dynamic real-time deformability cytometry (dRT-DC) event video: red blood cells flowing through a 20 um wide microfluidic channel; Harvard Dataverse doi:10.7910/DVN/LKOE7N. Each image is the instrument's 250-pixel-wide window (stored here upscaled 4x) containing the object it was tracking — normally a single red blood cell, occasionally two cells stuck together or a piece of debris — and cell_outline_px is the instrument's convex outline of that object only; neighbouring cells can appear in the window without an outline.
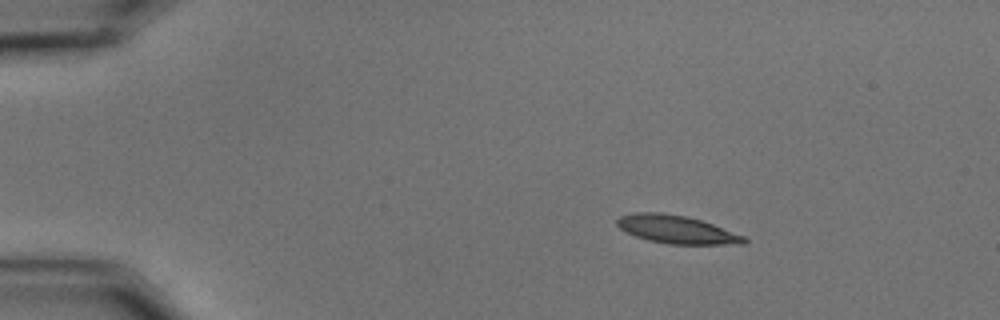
{"species": "common noctule bat (a hibernating species)", "species_latin": "Nyctalus noctula", "temperature_condition": "cold", "stored_images_in_passage": 58, "camera_frame_rate_fps": 3000, "um_per_image_px": 0.085, "animal": {"sex": "male", "body_mass_g": 15.6}, "frame": {"image": 1, "passage_image": 9, "time_ms": 2.667, "image_size_px": [1000, 320], "cell_outline_px": [[748, 240], [744, 244], [668, 244], [648, 240], [636, 236], [620, 228], [616, 224], [616, 220], [620, 216], [636, 212], [660, 212], [684, 216], [700, 220], [712, 224], [744, 236]], "centroid_in_image_um": [57.5, 19.5], "position_along_channel_um": 27.5, "area_um2": 20.52}}
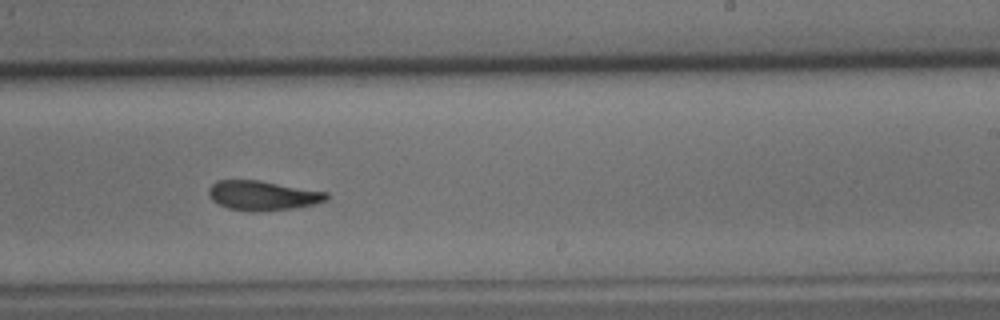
{"frame": {"image": 2, "passage_image": 36, "time_ms": 11.667, "image_size_px": [1000, 320], "cell_outline_px": [[328, 200], [316, 204], [296, 208], [256, 212], [252, 212], [228, 208], [212, 200], [208, 196], [208, 188], [216, 180], [260, 180], [328, 192]], "centroid_in_image_um": [22.34, 16.62], "position_along_channel_um": 266.7, "area_um2": 20.58}}
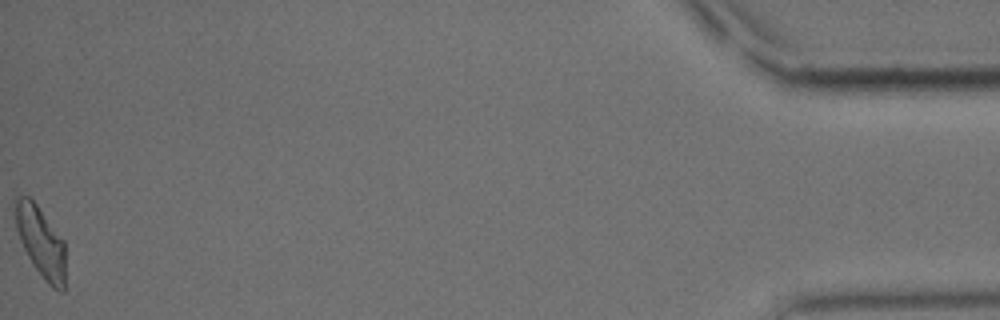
{"frame": {"image": 3, "passage_image": 58, "time_ms": 19.0, "image_size_px": [1000, 320], "cell_outline_px": [[64, 292], [60, 292], [52, 288], [44, 280], [32, 264], [20, 240], [16, 228], [16, 196], [28, 196], [36, 204], [64, 240]], "centroid_in_image_um": [3.48, 20.6], "position_along_channel_um": 431.7, "area_um2": 20.35}, "authors_computed_cell_mechanics": {"area_um2": 20.6346, "velocity_mm_per_s": 3.4624, "shape_relaxation_time_tau1_ms": 5.4716, "shape_relaxation_time_tau2_ms": 3.7631, "deformation_change_tau1": 0.1712, "deformation_change_tau2": 0.1108}}